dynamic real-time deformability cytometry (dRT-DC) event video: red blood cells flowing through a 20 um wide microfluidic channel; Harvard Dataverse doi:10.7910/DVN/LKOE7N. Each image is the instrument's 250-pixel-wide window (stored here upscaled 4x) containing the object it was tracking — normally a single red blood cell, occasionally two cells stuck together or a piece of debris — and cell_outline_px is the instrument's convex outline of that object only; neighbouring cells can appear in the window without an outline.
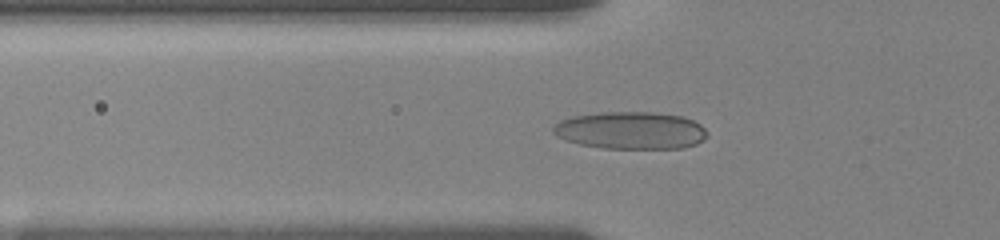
{"species": "human", "species_latin": "Homo sapiens", "temperature_condition": "room temperature", "stored_images_in_passage": 56, "camera_frame_rate_fps": 3000, "um_per_image_px": 0.085, "donor": {"sex": "female"}, "frame": {"image": 1, "passage_image": 20, "time_ms": 6.333, "image_size_px": [1000, 240], "cell_outline_px": [[708, 136], [704, 140], [696, 144], [684, 148], [600, 148], [580, 144], [564, 140], [556, 136], [552, 132], [552, 124], [560, 120], [572, 116], [600, 112], [652, 112], [684, 116], [700, 124], [708, 132]], "centroid_in_image_um": [53.59, 11.08], "position_along_channel_um": 72.2, "area_um2": 33.99}}
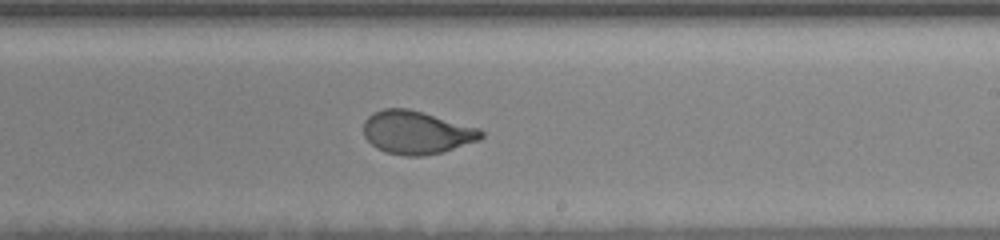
{"frame": {"image": 2, "passage_image": 35, "time_ms": 11.333, "image_size_px": [1000, 240], "cell_outline_px": [[484, 136], [480, 140], [444, 152], [424, 156], [404, 156], [384, 152], [376, 148], [364, 136], [364, 120], [368, 116], [384, 108], [408, 108], [480, 128], [484, 132]], "centroid_in_image_um": [35.43, 11.27], "position_along_channel_um": 253.6, "area_um2": 29.77}}
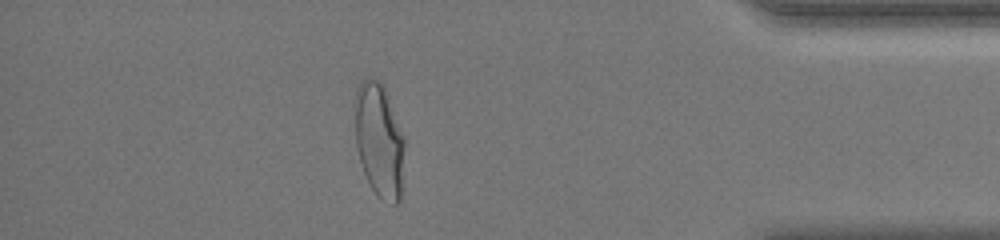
{"frame": {"image": 3, "passage_image": 50, "time_ms": 16.333, "image_size_px": [1000, 240], "cell_outline_px": [[404, 148], [400, 200], [396, 204], [392, 204], [376, 196], [364, 172], [360, 160], [356, 144], [352, 104], [356, 88], [360, 80], [364, 76], [368, 76], [380, 80], [384, 88], [404, 136]], "centroid_in_image_um": [32.18, 11.84], "position_along_channel_um": 403.0, "area_um2": 33.58}, "authors_computed_cell_mechanics": {"area_um2": 30.634, "velocity_mm_per_s": 3.6208, "shape_relaxation_time_tau1_ms": 5.0645, "shape_relaxation_time_tau2_ms": null, "deformation_change_tau1": 0.1827, "deformation_change_tau2": null}}